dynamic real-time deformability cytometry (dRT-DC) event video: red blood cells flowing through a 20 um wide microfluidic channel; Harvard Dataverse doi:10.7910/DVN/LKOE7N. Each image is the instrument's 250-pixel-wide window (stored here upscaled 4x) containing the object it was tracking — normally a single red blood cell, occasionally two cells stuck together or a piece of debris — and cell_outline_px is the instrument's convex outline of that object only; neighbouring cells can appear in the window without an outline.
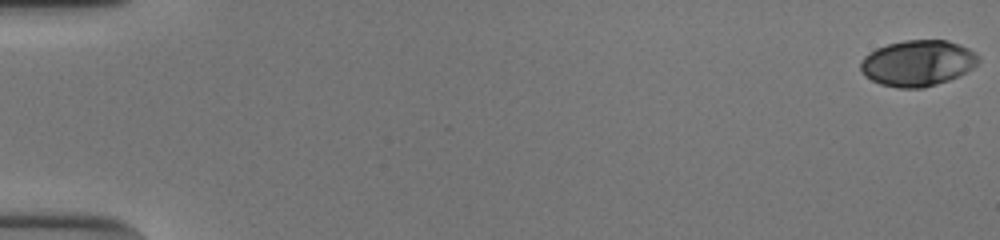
{"species": "human", "species_latin": "Homo sapiens", "temperature_condition": "cold", "stored_images_in_passage": 54, "camera_frame_rate_fps": 3000, "um_per_image_px": 0.085, "donor": {"sex": "male"}, "frame": {"image": 1, "passage_image": 1, "time_ms": 0.0, "image_size_px": [1000, 240], "cell_outline_px": [[980, 60], [972, 68], [948, 80], [924, 88], [896, 88], [880, 84], [864, 76], [860, 68], [860, 64], [864, 56], [876, 48], [888, 44], [904, 40], [948, 40], [960, 44], [976, 52], [980, 56]], "centroid_in_image_um": [78.0, 5.36], "position_along_channel_um": 7.0, "area_um2": 31.62}}
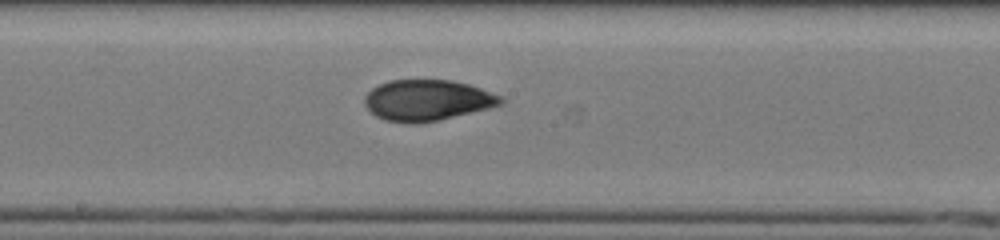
{"frame": {"image": 2, "passage_image": 31, "time_ms": 10.0, "image_size_px": [1000, 240], "cell_outline_px": [[504, 104], [488, 108], [436, 120], [416, 124], [412, 124], [384, 120], [376, 116], [364, 104], [364, 96], [372, 88], [388, 80], [452, 80], [468, 84], [480, 88], [500, 96], [504, 100]], "centroid_in_image_um": [36.29, 8.52], "position_along_channel_um": 211.9, "area_um2": 32.25}}
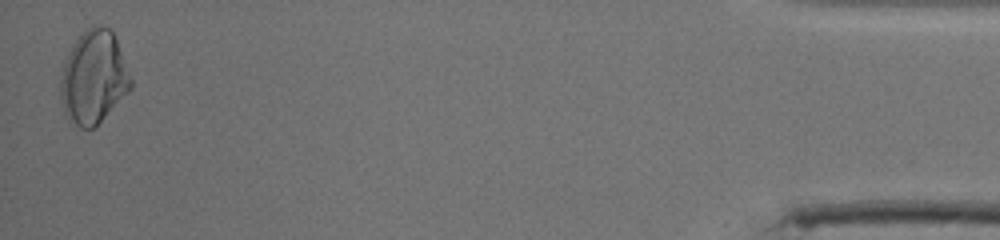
{"frame": {"image": 3, "passage_image": 54, "time_ms": 17.667, "image_size_px": [1000, 240], "cell_outline_px": [[132, 88], [92, 128], [80, 128], [68, 120], [64, 112], [60, 100], [60, 80], [64, 64], [68, 52], [72, 44], [88, 28], [96, 24], [100, 24], [108, 28], [112, 32], [116, 40], [132, 80]], "centroid_in_image_um": [7.93, 6.57], "position_along_channel_um": 427.3, "area_um2": 37.63}, "authors_computed_cell_mechanics": {"area_um2": 32.2235, "velocity_mm_per_s": 3.8661, "shape_relaxation_time_tau1_ms": 5.3313, "shape_relaxation_time_tau2_ms": 1.916, "deformation_change_tau1": 0.178, "deformation_change_tau2": 0.0523}}